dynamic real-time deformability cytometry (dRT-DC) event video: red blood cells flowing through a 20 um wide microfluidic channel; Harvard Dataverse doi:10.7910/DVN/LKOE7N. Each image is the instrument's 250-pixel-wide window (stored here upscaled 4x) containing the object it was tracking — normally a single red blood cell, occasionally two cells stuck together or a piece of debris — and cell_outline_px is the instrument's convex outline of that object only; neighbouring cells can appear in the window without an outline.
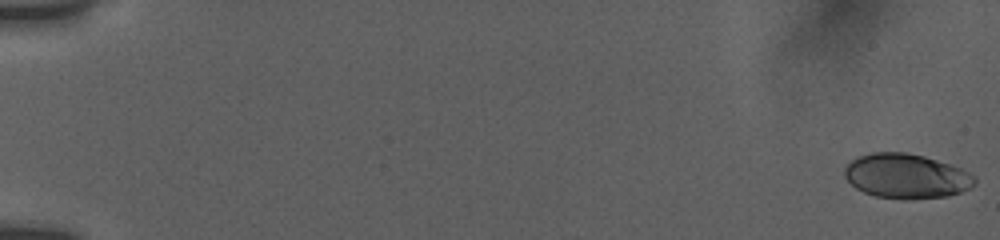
{"species": "human", "species_latin": "Homo sapiens", "temperature_condition": "room temperature", "stored_images_in_passage": 55, "camera_frame_rate_fps": 3000, "um_per_image_px": 0.085, "donor": {"sex": "female"}, "frame": {"image": 1, "passage_image": 1, "time_ms": 0.0, "image_size_px": [1000, 240], "cell_outline_px": [[976, 184], [972, 188], [948, 196], [908, 200], [904, 200], [876, 196], [864, 192], [856, 188], [844, 176], [844, 168], [856, 156], [872, 152], [908, 152], [924, 156], [960, 168], [976, 176]], "centroid_in_image_um": [77.04, 14.97], "position_along_channel_um": 8.0, "area_um2": 34.1}}
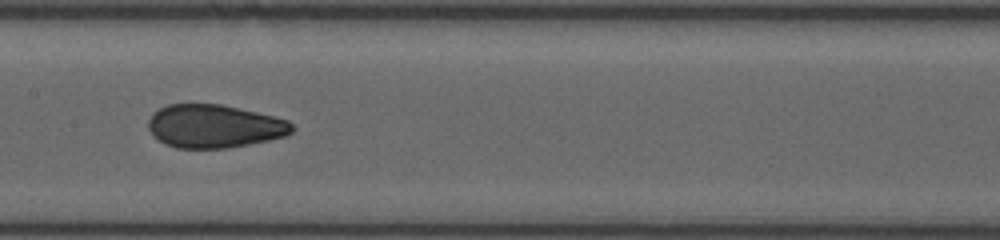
{"frame": {"image": 2, "passage_image": 30, "time_ms": 9.667, "image_size_px": [1000, 240], "cell_outline_px": [[292, 132], [284, 136], [268, 140], [228, 148], [176, 148], [164, 144], [152, 136], [148, 128], [148, 120], [152, 112], [168, 104], [220, 104], [256, 112], [288, 120], [292, 124]], "centroid_in_image_um": [18.15, 10.73], "position_along_channel_um": 189.2, "area_um2": 36.18}}
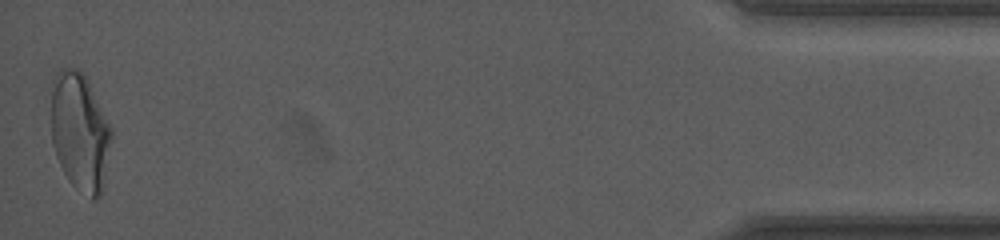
{"frame": {"image": 3, "passage_image": 55, "time_ms": 18.0, "image_size_px": [1000, 240], "cell_outline_px": [[112, 136], [104, 184], [100, 196], [92, 200], [72, 184], [68, 180], [56, 156], [52, 144], [52, 80], [56, 72], [60, 68], [76, 68], [84, 72], [112, 128]], "centroid_in_image_um": [6.8, 11.19], "position_along_channel_um": 428.4, "area_um2": 41.73}, "authors_computed_cell_mechanics": {"area_um2": 35.9516, "velocity_mm_per_s": 3.8281, "shape_relaxation_time_tau1_ms": 7.9293, "shape_relaxation_time_tau2_ms": 0.8557, "deformation_change_tau1": 0.1889, "deformation_change_tau2": 0.0549}}